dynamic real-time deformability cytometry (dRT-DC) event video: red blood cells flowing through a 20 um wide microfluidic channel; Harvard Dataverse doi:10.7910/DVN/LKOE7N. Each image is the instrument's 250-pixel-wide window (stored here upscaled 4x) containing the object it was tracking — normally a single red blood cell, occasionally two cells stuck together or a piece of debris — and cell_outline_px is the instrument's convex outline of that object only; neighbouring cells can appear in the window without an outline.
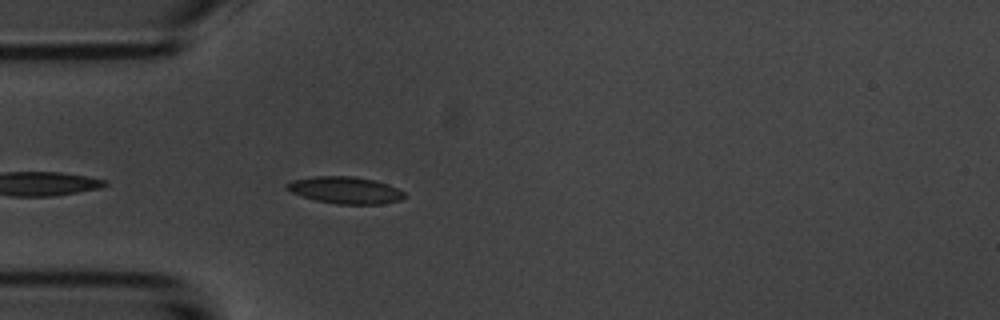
{"species": "common noctule bat (a hibernating species)", "species_latin": "Nyctalus noctula", "temperature_condition": "room temperature", "stored_images_in_passage": 4, "camera_frame_rate_fps": 3000, "um_per_image_px": 0.085, "animal": {"sex": "male", "body_mass_g": 20.1, "forearm_length_mm": 53.5}, "frame": {"image": 1, "passage_image": 4, "time_ms": 3.333, "image_size_px": [1000, 320], "cell_outline_px": [[404, 196], [400, 200], [380, 204], [336, 204], [316, 200], [292, 192], [284, 188], [284, 184], [292, 180], [316, 176], [352, 176], [372, 180], [388, 184], [404, 192]], "centroid_in_image_um": [29.31, 16.16], "position_along_channel_um": 55.7, "area_um2": 18.26}}